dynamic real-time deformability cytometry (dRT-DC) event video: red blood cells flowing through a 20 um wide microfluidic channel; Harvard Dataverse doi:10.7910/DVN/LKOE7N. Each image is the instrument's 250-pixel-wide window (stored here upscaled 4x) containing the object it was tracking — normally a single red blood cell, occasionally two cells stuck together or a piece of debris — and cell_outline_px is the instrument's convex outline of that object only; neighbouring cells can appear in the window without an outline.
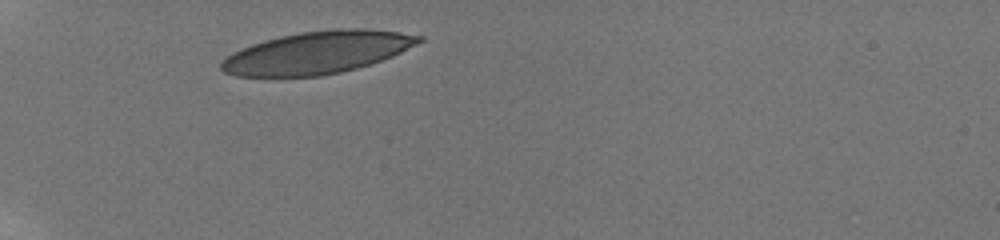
{"species": "human", "species_latin": "Homo sapiens", "temperature_condition": "room temperature", "stored_images_in_passage": 30, "camera_frame_rate_fps": 3000, "um_per_image_px": 0.085, "donor": {"sex": "male"}, "frame": {"image": 1, "passage_image": 1, "time_ms": 0.0, "image_size_px": [1000, 240], "cell_outline_px": [[424, 40], [392, 56], [356, 68], [340, 72], [320, 76], [236, 76], [224, 72], [220, 68], [220, 64], [232, 52], [240, 48], [264, 40], [280, 36], [300, 32], [336, 28], [372, 28], [400, 32], [424, 36]], "centroid_in_image_um": [26.97, 4.45], "position_along_channel_um": 58.0, "area_um2": 48.67}}
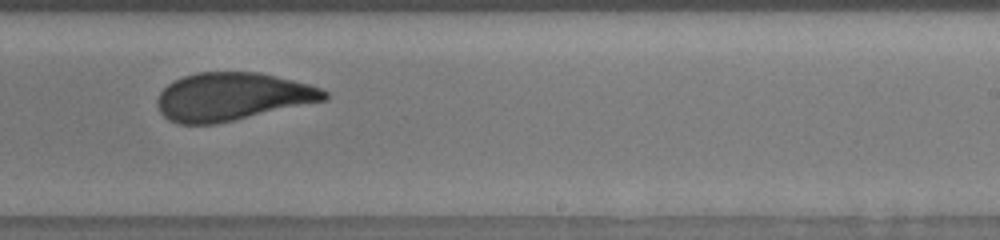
{"frame": {"image": 2, "passage_image": 19, "time_ms": 6.333, "image_size_px": [1000, 240], "cell_outline_px": [[328, 100], [216, 124], [176, 124], [168, 120], [160, 112], [156, 104], [156, 100], [160, 92], [168, 84], [184, 76], [196, 72], [256, 72], [276, 76], [308, 84], [320, 88], [328, 92]], "centroid_in_image_um": [19.72, 8.23], "position_along_channel_um": 269.3, "area_um2": 46.76}}
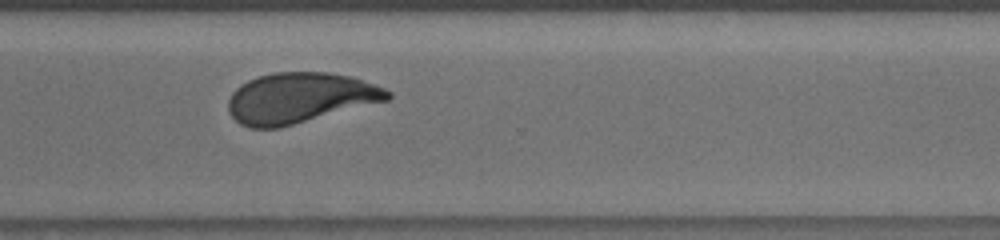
{"frame": {"image": 3, "passage_image": 24, "time_ms": 8.333, "image_size_px": [1000, 240], "cell_outline_px": [[392, 96], [388, 100], [280, 128], [248, 128], [240, 124], [228, 112], [228, 100], [232, 92], [240, 84], [256, 76], [272, 72], [328, 72], [352, 76], [384, 88], [392, 92]], "centroid_in_image_um": [25.46, 8.32], "position_along_channel_um": 345.1, "area_um2": 47.11}, "authors_computed_cell_mechanics": {"area_um2": 48.1185, "velocity_mm_per_s": 3.7958, "shape_relaxation_time_tau1_ms": 6.2237, "shape_relaxation_time_tau2_ms": 0.8867, "deformation_change_tau1": 0.1943, "deformation_change_tau2": 0.0661}}